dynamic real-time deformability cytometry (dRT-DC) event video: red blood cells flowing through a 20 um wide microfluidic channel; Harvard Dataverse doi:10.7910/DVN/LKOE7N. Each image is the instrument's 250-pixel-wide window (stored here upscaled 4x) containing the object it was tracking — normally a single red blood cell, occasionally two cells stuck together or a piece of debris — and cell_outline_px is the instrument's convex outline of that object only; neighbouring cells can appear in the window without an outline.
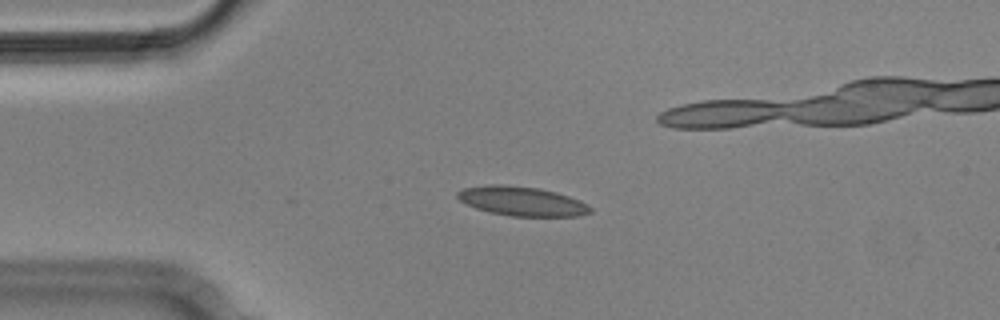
{"species": "Egyptian fruit bat (a non-hibernating species)", "species_latin": "Rousettus aegyptiacus", "temperature_condition": "cold", "stored_images_in_passage": 6, "camera_frame_rate_fps": 3000, "um_per_image_px": 0.085, "animal": {"sex": "male"}, "frame": {"image": 1, "passage_image": 3, "time_ms": 0.667, "image_size_px": [1000, 320], "cell_outline_px": [[592, 212], [576, 216], [512, 216], [488, 212], [476, 208], [460, 200], [456, 196], [456, 192], [464, 188], [488, 184], [500, 184], [540, 188], [556, 192], [580, 200], [588, 204], [592, 208]], "centroid_in_image_um": [44.37, 17.09], "position_along_channel_um": 40.6, "area_um2": 22.72}}